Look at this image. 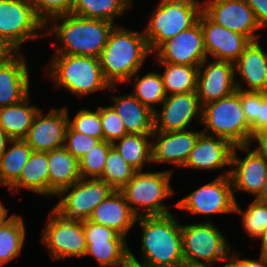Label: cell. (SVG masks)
<instances>
[{
  "label": "cell",
  "instance_id": "6da1fadb",
  "mask_svg": "<svg viewBox=\"0 0 267 267\" xmlns=\"http://www.w3.org/2000/svg\"><path fill=\"white\" fill-rule=\"evenodd\" d=\"M59 20L62 21L61 24L56 23ZM48 22L45 29L50 28L51 30H48V33L46 31L45 35L42 34V36L47 37L55 33L54 36L60 43L55 54L83 55L96 58H100L115 25L105 20L73 14L55 17ZM51 26L53 27L51 28Z\"/></svg>",
  "mask_w": 267,
  "mask_h": 267
},
{
  "label": "cell",
  "instance_id": "7a4b0ae2",
  "mask_svg": "<svg viewBox=\"0 0 267 267\" xmlns=\"http://www.w3.org/2000/svg\"><path fill=\"white\" fill-rule=\"evenodd\" d=\"M150 53L144 32L114 26L99 58L105 80L111 86L131 81Z\"/></svg>",
  "mask_w": 267,
  "mask_h": 267
},
{
  "label": "cell",
  "instance_id": "3957f363",
  "mask_svg": "<svg viewBox=\"0 0 267 267\" xmlns=\"http://www.w3.org/2000/svg\"><path fill=\"white\" fill-rule=\"evenodd\" d=\"M174 214L136 218L142 228L141 251L148 267L180 264L183 261L182 225Z\"/></svg>",
  "mask_w": 267,
  "mask_h": 267
},
{
  "label": "cell",
  "instance_id": "277c9868",
  "mask_svg": "<svg viewBox=\"0 0 267 267\" xmlns=\"http://www.w3.org/2000/svg\"><path fill=\"white\" fill-rule=\"evenodd\" d=\"M49 66V67H48ZM46 67L57 88L76 95H87L104 89H116L104 78L100 59L92 56L55 54Z\"/></svg>",
  "mask_w": 267,
  "mask_h": 267
},
{
  "label": "cell",
  "instance_id": "5b68a950",
  "mask_svg": "<svg viewBox=\"0 0 267 267\" xmlns=\"http://www.w3.org/2000/svg\"><path fill=\"white\" fill-rule=\"evenodd\" d=\"M202 132L228 140L233 146L249 145L251 127L240 102V90L202 105Z\"/></svg>",
  "mask_w": 267,
  "mask_h": 267
},
{
  "label": "cell",
  "instance_id": "8992f818",
  "mask_svg": "<svg viewBox=\"0 0 267 267\" xmlns=\"http://www.w3.org/2000/svg\"><path fill=\"white\" fill-rule=\"evenodd\" d=\"M200 4L198 0H160L144 29L150 51L195 25L202 13Z\"/></svg>",
  "mask_w": 267,
  "mask_h": 267
},
{
  "label": "cell",
  "instance_id": "52a82bcc",
  "mask_svg": "<svg viewBox=\"0 0 267 267\" xmlns=\"http://www.w3.org/2000/svg\"><path fill=\"white\" fill-rule=\"evenodd\" d=\"M172 172L137 171L133 177L119 190L125 197L130 210L138 218L141 216H163L171 214L163 200L174 191L171 188ZM163 202V203H162ZM137 205L136 207L132 205ZM145 210L142 214L138 211Z\"/></svg>",
  "mask_w": 267,
  "mask_h": 267
},
{
  "label": "cell",
  "instance_id": "ba28073f",
  "mask_svg": "<svg viewBox=\"0 0 267 267\" xmlns=\"http://www.w3.org/2000/svg\"><path fill=\"white\" fill-rule=\"evenodd\" d=\"M113 191L110 185L99 178H80L56 195L60 199L55 207L68 219L83 223Z\"/></svg>",
  "mask_w": 267,
  "mask_h": 267
},
{
  "label": "cell",
  "instance_id": "9c48e42d",
  "mask_svg": "<svg viewBox=\"0 0 267 267\" xmlns=\"http://www.w3.org/2000/svg\"><path fill=\"white\" fill-rule=\"evenodd\" d=\"M51 213L41 242L48 248L52 259L83 257L86 251L83 223L68 219L55 206Z\"/></svg>",
  "mask_w": 267,
  "mask_h": 267
},
{
  "label": "cell",
  "instance_id": "30bf717a",
  "mask_svg": "<svg viewBox=\"0 0 267 267\" xmlns=\"http://www.w3.org/2000/svg\"><path fill=\"white\" fill-rule=\"evenodd\" d=\"M45 25L35 15L30 0H0V37L17 52L28 40L41 36Z\"/></svg>",
  "mask_w": 267,
  "mask_h": 267
},
{
  "label": "cell",
  "instance_id": "8fae6325",
  "mask_svg": "<svg viewBox=\"0 0 267 267\" xmlns=\"http://www.w3.org/2000/svg\"><path fill=\"white\" fill-rule=\"evenodd\" d=\"M230 171L199 187L180 199L175 206L191 214L211 215L234 213L236 197L233 193Z\"/></svg>",
  "mask_w": 267,
  "mask_h": 267
},
{
  "label": "cell",
  "instance_id": "7c38bea8",
  "mask_svg": "<svg viewBox=\"0 0 267 267\" xmlns=\"http://www.w3.org/2000/svg\"><path fill=\"white\" fill-rule=\"evenodd\" d=\"M225 236L211 222L182 224L183 258L210 263L228 259L230 246Z\"/></svg>",
  "mask_w": 267,
  "mask_h": 267
},
{
  "label": "cell",
  "instance_id": "4fadbf2b",
  "mask_svg": "<svg viewBox=\"0 0 267 267\" xmlns=\"http://www.w3.org/2000/svg\"><path fill=\"white\" fill-rule=\"evenodd\" d=\"M202 11L215 23L257 41L261 29L254 12L245 0H206Z\"/></svg>",
  "mask_w": 267,
  "mask_h": 267
},
{
  "label": "cell",
  "instance_id": "5bb4252c",
  "mask_svg": "<svg viewBox=\"0 0 267 267\" xmlns=\"http://www.w3.org/2000/svg\"><path fill=\"white\" fill-rule=\"evenodd\" d=\"M86 239L84 256L91 255L101 267H116L128 254L126 237L114 229L86 220L83 222Z\"/></svg>",
  "mask_w": 267,
  "mask_h": 267
},
{
  "label": "cell",
  "instance_id": "9a60e30c",
  "mask_svg": "<svg viewBox=\"0 0 267 267\" xmlns=\"http://www.w3.org/2000/svg\"><path fill=\"white\" fill-rule=\"evenodd\" d=\"M155 52L158 62L199 66L207 58L200 22L164 41Z\"/></svg>",
  "mask_w": 267,
  "mask_h": 267
},
{
  "label": "cell",
  "instance_id": "2e32d148",
  "mask_svg": "<svg viewBox=\"0 0 267 267\" xmlns=\"http://www.w3.org/2000/svg\"><path fill=\"white\" fill-rule=\"evenodd\" d=\"M162 111L154 112V131L187 130L195 116L202 120V105L196 91L167 95Z\"/></svg>",
  "mask_w": 267,
  "mask_h": 267
},
{
  "label": "cell",
  "instance_id": "e0dca14e",
  "mask_svg": "<svg viewBox=\"0 0 267 267\" xmlns=\"http://www.w3.org/2000/svg\"><path fill=\"white\" fill-rule=\"evenodd\" d=\"M68 120L67 107L51 109L45 116L39 109L24 140L35 152H49L62 148Z\"/></svg>",
  "mask_w": 267,
  "mask_h": 267
},
{
  "label": "cell",
  "instance_id": "ac0fdd59",
  "mask_svg": "<svg viewBox=\"0 0 267 267\" xmlns=\"http://www.w3.org/2000/svg\"><path fill=\"white\" fill-rule=\"evenodd\" d=\"M206 58L198 67L196 93L200 104L219 100L236 91L234 63Z\"/></svg>",
  "mask_w": 267,
  "mask_h": 267
},
{
  "label": "cell",
  "instance_id": "d6986e66",
  "mask_svg": "<svg viewBox=\"0 0 267 267\" xmlns=\"http://www.w3.org/2000/svg\"><path fill=\"white\" fill-rule=\"evenodd\" d=\"M249 145L234 146L231 158L230 180L233 193L237 191L249 192L255 198L260 194L267 177V161ZM239 151H247L245 158L237 156ZM235 168H232V167Z\"/></svg>",
  "mask_w": 267,
  "mask_h": 267
},
{
  "label": "cell",
  "instance_id": "ffe728a7",
  "mask_svg": "<svg viewBox=\"0 0 267 267\" xmlns=\"http://www.w3.org/2000/svg\"><path fill=\"white\" fill-rule=\"evenodd\" d=\"M204 35L206 55L214 60L235 63L251 40L213 22L203 11L199 20Z\"/></svg>",
  "mask_w": 267,
  "mask_h": 267
},
{
  "label": "cell",
  "instance_id": "44dd1931",
  "mask_svg": "<svg viewBox=\"0 0 267 267\" xmlns=\"http://www.w3.org/2000/svg\"><path fill=\"white\" fill-rule=\"evenodd\" d=\"M202 131H154L152 133V163H171L184 167Z\"/></svg>",
  "mask_w": 267,
  "mask_h": 267
},
{
  "label": "cell",
  "instance_id": "7402d4cb",
  "mask_svg": "<svg viewBox=\"0 0 267 267\" xmlns=\"http://www.w3.org/2000/svg\"><path fill=\"white\" fill-rule=\"evenodd\" d=\"M234 146L226 139L201 133L184 168L216 169L231 166Z\"/></svg>",
  "mask_w": 267,
  "mask_h": 267
},
{
  "label": "cell",
  "instance_id": "603a6c76",
  "mask_svg": "<svg viewBox=\"0 0 267 267\" xmlns=\"http://www.w3.org/2000/svg\"><path fill=\"white\" fill-rule=\"evenodd\" d=\"M235 76L239 73L248 86L243 88L235 80L236 89L243 91L264 92L267 87V53L260 42L251 41L234 63ZM237 73V74H236ZM249 88V89H248Z\"/></svg>",
  "mask_w": 267,
  "mask_h": 267
},
{
  "label": "cell",
  "instance_id": "cb8c5ba5",
  "mask_svg": "<svg viewBox=\"0 0 267 267\" xmlns=\"http://www.w3.org/2000/svg\"><path fill=\"white\" fill-rule=\"evenodd\" d=\"M29 69L18 52L0 64V107L22 101L29 94Z\"/></svg>",
  "mask_w": 267,
  "mask_h": 267
},
{
  "label": "cell",
  "instance_id": "d4e9b609",
  "mask_svg": "<svg viewBox=\"0 0 267 267\" xmlns=\"http://www.w3.org/2000/svg\"><path fill=\"white\" fill-rule=\"evenodd\" d=\"M136 216L129 208L124 195L114 190L104 201L94 209L89 221L114 229L124 237L136 222Z\"/></svg>",
  "mask_w": 267,
  "mask_h": 267
},
{
  "label": "cell",
  "instance_id": "484cf974",
  "mask_svg": "<svg viewBox=\"0 0 267 267\" xmlns=\"http://www.w3.org/2000/svg\"><path fill=\"white\" fill-rule=\"evenodd\" d=\"M80 178L79 161L65 147L48 152V196L58 195Z\"/></svg>",
  "mask_w": 267,
  "mask_h": 267
},
{
  "label": "cell",
  "instance_id": "4316f807",
  "mask_svg": "<svg viewBox=\"0 0 267 267\" xmlns=\"http://www.w3.org/2000/svg\"><path fill=\"white\" fill-rule=\"evenodd\" d=\"M111 105L122 119L127 134H152L154 112L144 106L132 93L113 96Z\"/></svg>",
  "mask_w": 267,
  "mask_h": 267
},
{
  "label": "cell",
  "instance_id": "83f0119b",
  "mask_svg": "<svg viewBox=\"0 0 267 267\" xmlns=\"http://www.w3.org/2000/svg\"><path fill=\"white\" fill-rule=\"evenodd\" d=\"M30 93L20 102L0 107V128L12 139L24 140L39 108L29 106Z\"/></svg>",
  "mask_w": 267,
  "mask_h": 267
},
{
  "label": "cell",
  "instance_id": "f1b7e54d",
  "mask_svg": "<svg viewBox=\"0 0 267 267\" xmlns=\"http://www.w3.org/2000/svg\"><path fill=\"white\" fill-rule=\"evenodd\" d=\"M19 188L48 197V152L32 151L19 179L9 189L16 192Z\"/></svg>",
  "mask_w": 267,
  "mask_h": 267
},
{
  "label": "cell",
  "instance_id": "f546056e",
  "mask_svg": "<svg viewBox=\"0 0 267 267\" xmlns=\"http://www.w3.org/2000/svg\"><path fill=\"white\" fill-rule=\"evenodd\" d=\"M32 151L25 140L10 141L0 159V185L10 188L19 179Z\"/></svg>",
  "mask_w": 267,
  "mask_h": 267
},
{
  "label": "cell",
  "instance_id": "4dcf8cb0",
  "mask_svg": "<svg viewBox=\"0 0 267 267\" xmlns=\"http://www.w3.org/2000/svg\"><path fill=\"white\" fill-rule=\"evenodd\" d=\"M152 134H127L113 142L112 146L125 161L137 172L143 171L145 164L152 163Z\"/></svg>",
  "mask_w": 267,
  "mask_h": 267
},
{
  "label": "cell",
  "instance_id": "1f68e13d",
  "mask_svg": "<svg viewBox=\"0 0 267 267\" xmlns=\"http://www.w3.org/2000/svg\"><path fill=\"white\" fill-rule=\"evenodd\" d=\"M132 0H74L73 15L101 19L111 23L129 9Z\"/></svg>",
  "mask_w": 267,
  "mask_h": 267
},
{
  "label": "cell",
  "instance_id": "d6a6232c",
  "mask_svg": "<svg viewBox=\"0 0 267 267\" xmlns=\"http://www.w3.org/2000/svg\"><path fill=\"white\" fill-rule=\"evenodd\" d=\"M159 65L166 67L164 73L160 75L167 95L196 91L199 66L169 62H159Z\"/></svg>",
  "mask_w": 267,
  "mask_h": 267
},
{
  "label": "cell",
  "instance_id": "836d02e7",
  "mask_svg": "<svg viewBox=\"0 0 267 267\" xmlns=\"http://www.w3.org/2000/svg\"><path fill=\"white\" fill-rule=\"evenodd\" d=\"M25 230L23 218L19 215L0 226V267L20 255L25 242Z\"/></svg>",
  "mask_w": 267,
  "mask_h": 267
},
{
  "label": "cell",
  "instance_id": "e575fe53",
  "mask_svg": "<svg viewBox=\"0 0 267 267\" xmlns=\"http://www.w3.org/2000/svg\"><path fill=\"white\" fill-rule=\"evenodd\" d=\"M137 71L131 78L135 81L134 91L132 94L146 107H148L152 112L157 111L154 106L156 104H162V102L167 97L163 80L160 74L155 72H150L140 78Z\"/></svg>",
  "mask_w": 267,
  "mask_h": 267
},
{
  "label": "cell",
  "instance_id": "d590c367",
  "mask_svg": "<svg viewBox=\"0 0 267 267\" xmlns=\"http://www.w3.org/2000/svg\"><path fill=\"white\" fill-rule=\"evenodd\" d=\"M136 171L125 161L122 155L112 146L105 160V169L99 178L114 190H120Z\"/></svg>",
  "mask_w": 267,
  "mask_h": 267
},
{
  "label": "cell",
  "instance_id": "8d00e7d4",
  "mask_svg": "<svg viewBox=\"0 0 267 267\" xmlns=\"http://www.w3.org/2000/svg\"><path fill=\"white\" fill-rule=\"evenodd\" d=\"M234 213L242 214V226L251 238H258L267 226V203L254 199L243 211L236 201Z\"/></svg>",
  "mask_w": 267,
  "mask_h": 267
},
{
  "label": "cell",
  "instance_id": "74e56055",
  "mask_svg": "<svg viewBox=\"0 0 267 267\" xmlns=\"http://www.w3.org/2000/svg\"><path fill=\"white\" fill-rule=\"evenodd\" d=\"M111 147L112 143L101 140L79 160L81 178H100L102 176L105 160Z\"/></svg>",
  "mask_w": 267,
  "mask_h": 267
},
{
  "label": "cell",
  "instance_id": "f35d334b",
  "mask_svg": "<svg viewBox=\"0 0 267 267\" xmlns=\"http://www.w3.org/2000/svg\"><path fill=\"white\" fill-rule=\"evenodd\" d=\"M68 125L76 132L103 140L100 112L80 109L73 120H68Z\"/></svg>",
  "mask_w": 267,
  "mask_h": 267
},
{
  "label": "cell",
  "instance_id": "ab89813d",
  "mask_svg": "<svg viewBox=\"0 0 267 267\" xmlns=\"http://www.w3.org/2000/svg\"><path fill=\"white\" fill-rule=\"evenodd\" d=\"M37 18L46 25L48 20L72 13L74 0H30Z\"/></svg>",
  "mask_w": 267,
  "mask_h": 267
},
{
  "label": "cell",
  "instance_id": "60d3db41",
  "mask_svg": "<svg viewBox=\"0 0 267 267\" xmlns=\"http://www.w3.org/2000/svg\"><path fill=\"white\" fill-rule=\"evenodd\" d=\"M100 112V119L103 130V140L106 142H116L124 135H127L122 119L112 106L97 107Z\"/></svg>",
  "mask_w": 267,
  "mask_h": 267
},
{
  "label": "cell",
  "instance_id": "b9f144b4",
  "mask_svg": "<svg viewBox=\"0 0 267 267\" xmlns=\"http://www.w3.org/2000/svg\"><path fill=\"white\" fill-rule=\"evenodd\" d=\"M101 140L74 131L69 125L65 134L64 147L79 161Z\"/></svg>",
  "mask_w": 267,
  "mask_h": 267
},
{
  "label": "cell",
  "instance_id": "7bdbcfd3",
  "mask_svg": "<svg viewBox=\"0 0 267 267\" xmlns=\"http://www.w3.org/2000/svg\"><path fill=\"white\" fill-rule=\"evenodd\" d=\"M240 102L247 122L251 127V138L256 133V115L258 110V92L240 90Z\"/></svg>",
  "mask_w": 267,
  "mask_h": 267
},
{
  "label": "cell",
  "instance_id": "ee69618b",
  "mask_svg": "<svg viewBox=\"0 0 267 267\" xmlns=\"http://www.w3.org/2000/svg\"><path fill=\"white\" fill-rule=\"evenodd\" d=\"M261 28L267 27V0H245Z\"/></svg>",
  "mask_w": 267,
  "mask_h": 267
},
{
  "label": "cell",
  "instance_id": "f6af8a7d",
  "mask_svg": "<svg viewBox=\"0 0 267 267\" xmlns=\"http://www.w3.org/2000/svg\"><path fill=\"white\" fill-rule=\"evenodd\" d=\"M267 129V97L264 92H258V110L256 115V133Z\"/></svg>",
  "mask_w": 267,
  "mask_h": 267
},
{
  "label": "cell",
  "instance_id": "bcb514c9",
  "mask_svg": "<svg viewBox=\"0 0 267 267\" xmlns=\"http://www.w3.org/2000/svg\"><path fill=\"white\" fill-rule=\"evenodd\" d=\"M252 140L258 142L257 147L253 149L267 161V129L253 134L250 144H252Z\"/></svg>",
  "mask_w": 267,
  "mask_h": 267
},
{
  "label": "cell",
  "instance_id": "7dc6e473",
  "mask_svg": "<svg viewBox=\"0 0 267 267\" xmlns=\"http://www.w3.org/2000/svg\"><path fill=\"white\" fill-rule=\"evenodd\" d=\"M17 51L0 37V64L8 61Z\"/></svg>",
  "mask_w": 267,
  "mask_h": 267
},
{
  "label": "cell",
  "instance_id": "c3c4849f",
  "mask_svg": "<svg viewBox=\"0 0 267 267\" xmlns=\"http://www.w3.org/2000/svg\"><path fill=\"white\" fill-rule=\"evenodd\" d=\"M121 267H148L145 263H140L135 258L134 254L129 251V254L117 265Z\"/></svg>",
  "mask_w": 267,
  "mask_h": 267
},
{
  "label": "cell",
  "instance_id": "681fc988",
  "mask_svg": "<svg viewBox=\"0 0 267 267\" xmlns=\"http://www.w3.org/2000/svg\"><path fill=\"white\" fill-rule=\"evenodd\" d=\"M259 260L240 259L243 267H267V257L259 256Z\"/></svg>",
  "mask_w": 267,
  "mask_h": 267
},
{
  "label": "cell",
  "instance_id": "f907efd6",
  "mask_svg": "<svg viewBox=\"0 0 267 267\" xmlns=\"http://www.w3.org/2000/svg\"><path fill=\"white\" fill-rule=\"evenodd\" d=\"M181 267H211L213 263L207 261H196L191 259L183 258V261L180 263Z\"/></svg>",
  "mask_w": 267,
  "mask_h": 267
},
{
  "label": "cell",
  "instance_id": "816d5d0a",
  "mask_svg": "<svg viewBox=\"0 0 267 267\" xmlns=\"http://www.w3.org/2000/svg\"><path fill=\"white\" fill-rule=\"evenodd\" d=\"M12 139L0 128V159Z\"/></svg>",
  "mask_w": 267,
  "mask_h": 267
},
{
  "label": "cell",
  "instance_id": "f5cc1de1",
  "mask_svg": "<svg viewBox=\"0 0 267 267\" xmlns=\"http://www.w3.org/2000/svg\"><path fill=\"white\" fill-rule=\"evenodd\" d=\"M15 215L16 214H13L10 217H7L8 216V210L0 202V226H2L4 224L8 223L9 221H11L14 218Z\"/></svg>",
  "mask_w": 267,
  "mask_h": 267
},
{
  "label": "cell",
  "instance_id": "db71d44e",
  "mask_svg": "<svg viewBox=\"0 0 267 267\" xmlns=\"http://www.w3.org/2000/svg\"><path fill=\"white\" fill-rule=\"evenodd\" d=\"M234 254L229 255L228 257L229 262L222 267H243V264L239 259V254L238 253L236 254V252Z\"/></svg>",
  "mask_w": 267,
  "mask_h": 267
},
{
  "label": "cell",
  "instance_id": "11a10c76",
  "mask_svg": "<svg viewBox=\"0 0 267 267\" xmlns=\"http://www.w3.org/2000/svg\"><path fill=\"white\" fill-rule=\"evenodd\" d=\"M257 239L262 240L260 255L263 257H267V226L265 230L262 232V234Z\"/></svg>",
  "mask_w": 267,
  "mask_h": 267
},
{
  "label": "cell",
  "instance_id": "9f6ffc18",
  "mask_svg": "<svg viewBox=\"0 0 267 267\" xmlns=\"http://www.w3.org/2000/svg\"><path fill=\"white\" fill-rule=\"evenodd\" d=\"M257 201L267 203V177L265 179L264 185L260 194L255 198Z\"/></svg>",
  "mask_w": 267,
  "mask_h": 267
},
{
  "label": "cell",
  "instance_id": "6f0895ef",
  "mask_svg": "<svg viewBox=\"0 0 267 267\" xmlns=\"http://www.w3.org/2000/svg\"><path fill=\"white\" fill-rule=\"evenodd\" d=\"M155 267H181L180 264H172V265H159Z\"/></svg>",
  "mask_w": 267,
  "mask_h": 267
},
{
  "label": "cell",
  "instance_id": "680465c9",
  "mask_svg": "<svg viewBox=\"0 0 267 267\" xmlns=\"http://www.w3.org/2000/svg\"><path fill=\"white\" fill-rule=\"evenodd\" d=\"M264 94H265V96L267 97V87H266V89H265V91H264Z\"/></svg>",
  "mask_w": 267,
  "mask_h": 267
}]
</instances>
